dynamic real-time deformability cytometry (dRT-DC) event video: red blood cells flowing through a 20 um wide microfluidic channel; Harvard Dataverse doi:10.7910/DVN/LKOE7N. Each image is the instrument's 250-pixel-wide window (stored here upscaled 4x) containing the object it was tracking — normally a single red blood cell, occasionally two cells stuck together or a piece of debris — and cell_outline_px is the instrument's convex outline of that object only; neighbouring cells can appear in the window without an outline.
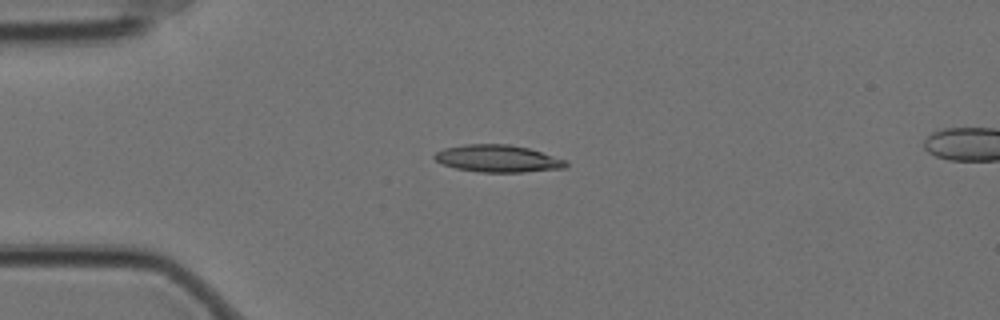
{"species": "Egyptian fruit bat (a non-hibernating species)", "species_latin": "Rousettus aegyptiacus", "temperature_condition": "cold", "stored_images_in_passage": 11, "camera_frame_rate_fps": 3000, "um_per_image_px": 0.085, "animal": {"sex": "female"}, "frame": {"image": 1, "passage_image": 9, "time_ms": 2.667, "image_size_px": [1000, 320], "cell_outline_px": [[568, 164], [564, 168], [524, 172], [480, 172], [456, 168], [444, 164], [436, 160], [432, 156], [436, 152], [444, 148], [464, 144], [508, 144], [528, 148], [564, 160]], "centroid_in_image_um": [42.27, 13.47], "position_along_channel_um": 42.7, "area_um2": 20.58}}